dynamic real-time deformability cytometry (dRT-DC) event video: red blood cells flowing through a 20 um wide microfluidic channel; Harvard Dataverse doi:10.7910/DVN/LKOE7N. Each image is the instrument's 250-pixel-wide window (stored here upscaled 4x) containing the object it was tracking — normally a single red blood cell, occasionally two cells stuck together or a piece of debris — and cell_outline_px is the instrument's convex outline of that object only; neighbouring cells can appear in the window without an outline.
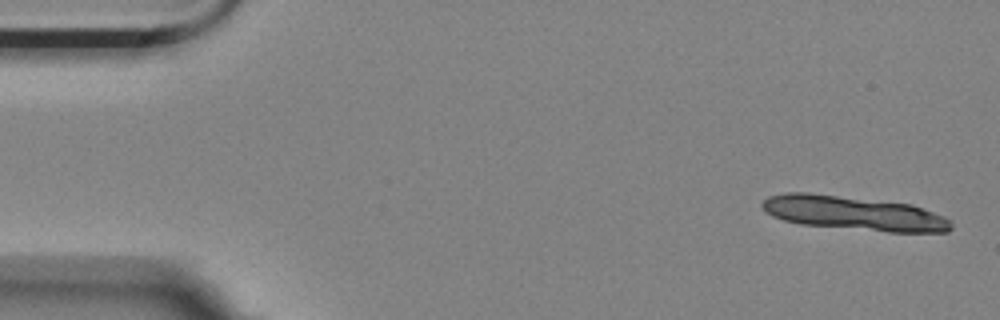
{"species": "Egyptian fruit bat (a non-hibernating species)", "species_latin": "Rousettus aegyptiacus", "temperature_condition": "room temperature", "stored_images_in_passage": 5, "segment_of_instrument_passage": [1, 2], "camera_frame_rate_fps": 3000, "um_per_image_px": 0.085, "animal": {"sex": "female"}, "frame": {"image": 1, "passage_image": 1, "time_ms": 0.0, "image_size_px": [1000, 320], "cell_outline_px": [[952, 228], [948, 232], [888, 232], [800, 224], [784, 220], [772, 216], [760, 204], [768, 196], [784, 192], [808, 192], [912, 204], [944, 216], [952, 224]], "centroid_in_image_um": [72.57, 18.12], "position_along_channel_um": 12.4, "area_um2": 37.63}}